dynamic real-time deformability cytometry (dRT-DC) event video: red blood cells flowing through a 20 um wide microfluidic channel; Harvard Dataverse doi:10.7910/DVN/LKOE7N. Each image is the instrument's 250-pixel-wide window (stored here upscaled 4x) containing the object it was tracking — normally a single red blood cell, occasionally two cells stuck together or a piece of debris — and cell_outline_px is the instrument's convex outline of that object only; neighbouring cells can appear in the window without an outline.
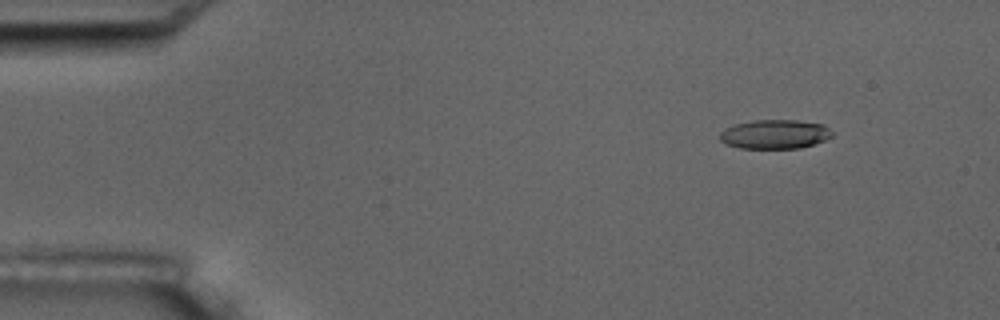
{"species": "common noctule bat (a hibernating species)", "species_latin": "Nyctalus noctula", "temperature_condition": "room temperature", "stored_images_in_passage": 4, "camera_frame_rate_fps": 3000, "um_per_image_px": 0.085, "animal": {"sex": "male", "body_mass_g": 17.5, "forearm_length_mm": 52.3}, "frame": {"image": 1, "passage_image": 2, "time_ms": 1.0, "image_size_px": [1000, 320], "cell_outline_px": [[836, 132], [832, 136], [824, 140], [800, 148], [740, 148], [728, 144], [720, 140], [720, 132], [724, 128], [732, 124], [752, 120], [796, 120], [824, 124]], "centroid_in_image_um": [65.87, 11.39], "position_along_channel_um": 19.1, "area_um2": 19.25}}
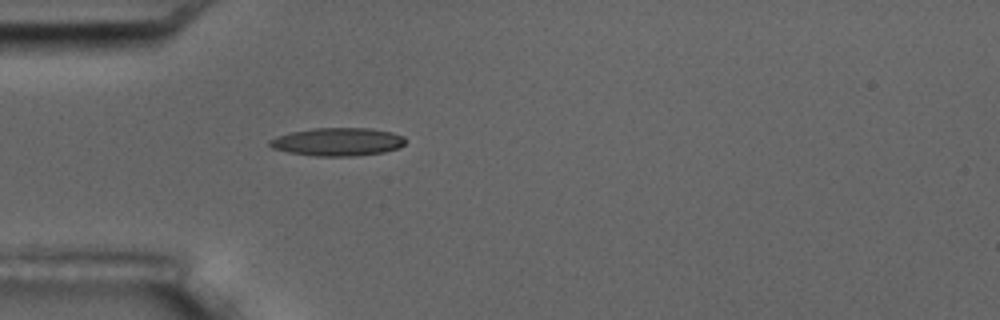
{"frame": {"image": 2, "passage_image": 4, "time_ms": 4.333, "image_size_px": [1000, 320], "cell_outline_px": [[404, 144], [400, 148], [384, 152], [356, 156], [316, 156], [288, 152], [272, 148], [268, 144], [268, 140], [276, 136], [292, 132], [312, 128], [372, 128], [392, 132], [404, 136]], "centroid_in_image_um": [28.7, 12.05], "position_along_channel_um": 56.3, "area_um2": 22.37}}